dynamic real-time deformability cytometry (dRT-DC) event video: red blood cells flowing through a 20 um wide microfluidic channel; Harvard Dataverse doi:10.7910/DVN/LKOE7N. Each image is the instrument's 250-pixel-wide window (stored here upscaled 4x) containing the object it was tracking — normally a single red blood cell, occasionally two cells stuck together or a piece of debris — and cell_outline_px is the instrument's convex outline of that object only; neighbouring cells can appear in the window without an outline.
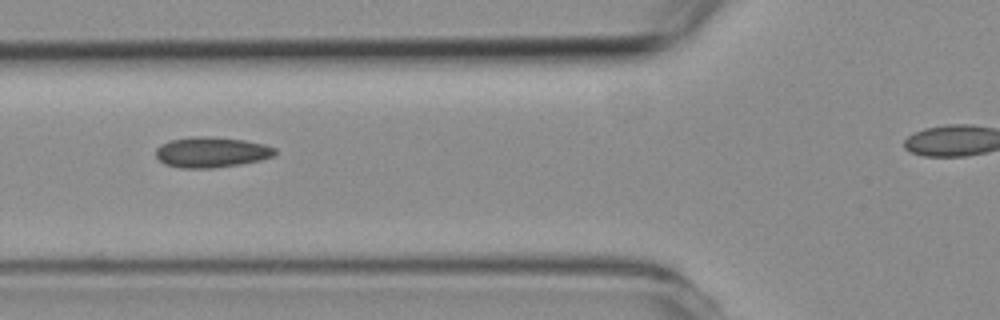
{"species": "common noctule bat (a hibernating species)", "species_latin": "Nyctalus noctula", "temperature_condition": "room temperature", "stored_images_in_passage": 2, "camera_frame_rate_fps": 3000, "um_per_image_px": 0.085, "animal": {"sex": "female", "body_mass_g": 19.3, "forearm_length_mm": 54.1}, "frame": {"image": 1, "passage_image": 2, "time_ms": 1.0, "image_size_px": [1000, 320], "cell_outline_px": [[276, 152], [272, 156], [260, 160], [240, 164], [212, 168], [180, 168], [164, 164], [156, 156], [156, 148], [172, 140], [192, 136], [208, 136], [244, 140], [264, 144], [276, 148]], "centroid_in_image_um": [17.97, 12.94], "position_along_channel_um": 107.8, "area_um2": 21.04}}